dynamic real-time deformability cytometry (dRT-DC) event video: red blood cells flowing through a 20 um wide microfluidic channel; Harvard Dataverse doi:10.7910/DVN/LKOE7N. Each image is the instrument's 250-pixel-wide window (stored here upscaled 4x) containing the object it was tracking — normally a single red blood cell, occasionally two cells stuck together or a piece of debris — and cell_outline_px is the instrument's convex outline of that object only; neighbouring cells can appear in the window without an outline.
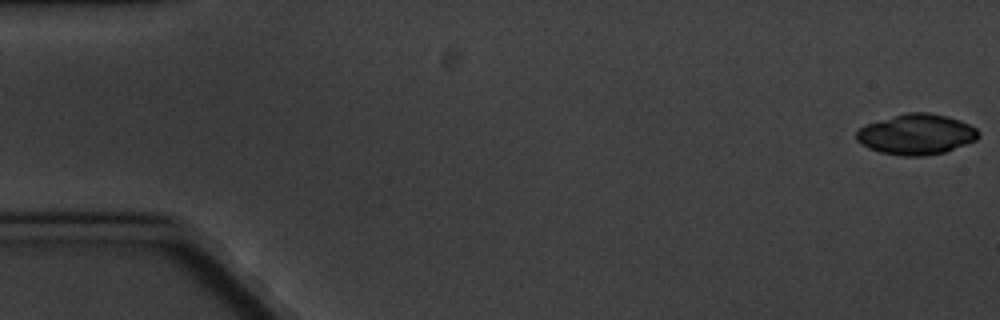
{"species": "common noctule bat (a hibernating species)", "species_latin": "Nyctalus noctula", "temperature_condition": "cold", "stored_images_in_passage": 6, "camera_frame_rate_fps": 3000, "um_per_image_px": 0.085, "animal": {"sex": "male", "body_mass_g": 20.1, "forearm_length_mm": 53.5}, "frame": {"image": 1, "passage_image": 1, "time_ms": 0.0, "image_size_px": [1000, 320], "cell_outline_px": [[980, 136], [976, 140], [944, 152], [924, 156], [904, 156], [880, 152], [868, 148], [860, 144], [856, 140], [856, 132], [860, 128], [868, 124], [908, 112], [928, 112], [948, 116], [960, 120], [976, 128], [980, 132]], "centroid_in_image_um": [77.91, 11.42], "position_along_channel_um": 7.1, "area_um2": 28.67}}